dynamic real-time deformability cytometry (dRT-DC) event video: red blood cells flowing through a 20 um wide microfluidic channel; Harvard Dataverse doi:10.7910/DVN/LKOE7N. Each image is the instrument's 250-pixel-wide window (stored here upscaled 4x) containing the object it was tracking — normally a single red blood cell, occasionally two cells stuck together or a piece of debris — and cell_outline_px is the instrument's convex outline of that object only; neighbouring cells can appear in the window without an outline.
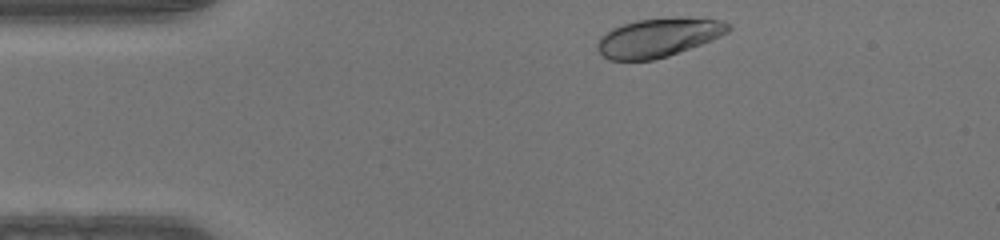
{"species": "human", "species_latin": "Homo sapiens", "temperature_condition": "warm", "stored_images_in_passage": 33, "camera_frame_rate_fps": 3000, "um_per_image_px": 0.085, "donor": {"sex": "male"}, "frame": {"image": 1, "passage_image": 2, "time_ms": 0.333, "image_size_px": [1000, 240], "cell_outline_px": [[732, 28], [728, 32], [712, 40], [668, 56], [652, 60], [608, 60], [596, 48], [596, 44], [600, 36], [612, 28], [636, 20], [676, 16], [724, 20], [732, 24]], "centroid_in_image_um": [55.99, 3.17], "position_along_channel_um": 29.0, "area_um2": 29.94}}
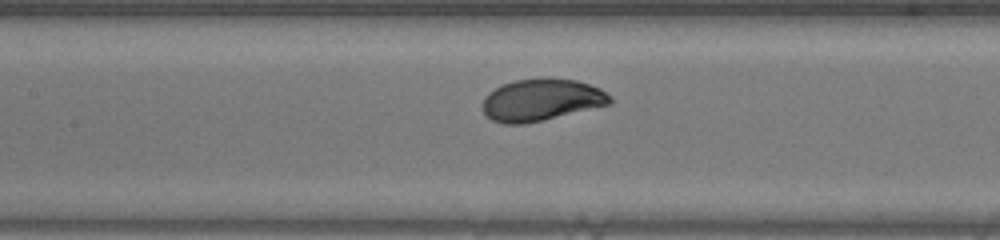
{"frame": {"image": 2, "passage_image": 15, "time_ms": 4.667, "image_size_px": [1000, 240], "cell_outline_px": [[612, 104], [544, 120], [524, 124], [504, 124], [492, 120], [484, 112], [484, 96], [488, 92], [504, 84], [516, 80], [576, 80], [600, 88], [612, 96]], "centroid_in_image_um": [46.05, 8.53], "position_along_channel_um": 161.4, "area_um2": 30.63}}
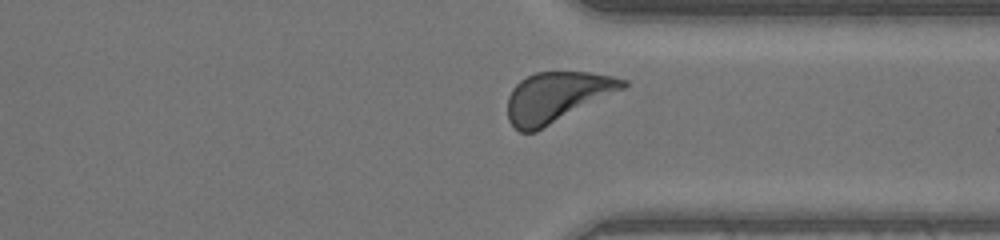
{"frame": {"image": 3, "passage_image": 29, "time_ms": 9.333, "image_size_px": [1000, 240], "cell_outline_px": [[628, 84], [624, 88], [536, 132], [520, 132], [508, 120], [508, 96], [512, 88], [520, 80], [536, 72], [588, 72], [612, 76], [628, 80]], "centroid_in_image_um": [47.31, 8.24], "position_along_channel_um": 364.1, "area_um2": 33.41}}